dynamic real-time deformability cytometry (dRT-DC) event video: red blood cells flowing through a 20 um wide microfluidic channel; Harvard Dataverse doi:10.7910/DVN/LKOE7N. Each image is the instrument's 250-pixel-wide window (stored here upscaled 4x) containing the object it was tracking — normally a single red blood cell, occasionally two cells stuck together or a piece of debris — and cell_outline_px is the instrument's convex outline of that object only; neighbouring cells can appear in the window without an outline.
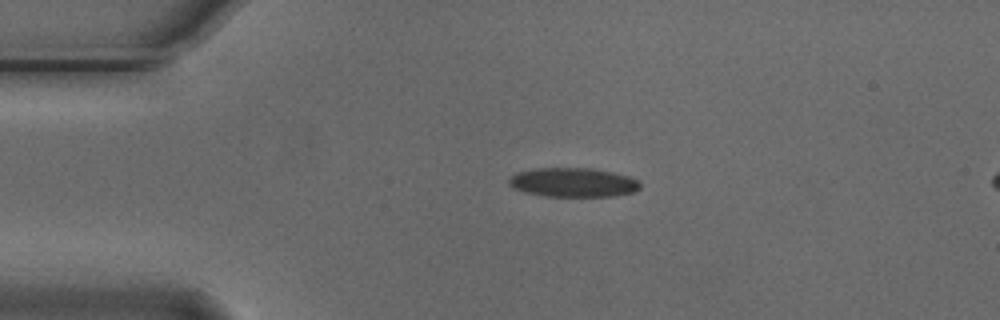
{"species": "Egyptian fruit bat (a non-hibernating species)", "species_latin": "Rousettus aegyptiacus", "temperature_condition": "cold", "stored_images_in_passage": 3, "camera_frame_rate_fps": 3000, "um_per_image_px": 0.085, "animal": {"sex": "male"}, "frame": {"image": 1, "passage_image": 1, "time_ms": 0.0, "image_size_px": [1000, 320], "cell_outline_px": [[640, 188], [632, 192], [616, 196], [548, 196], [524, 192], [508, 184], [508, 180], [512, 176], [520, 172], [536, 168], [592, 168], [612, 172], [628, 176], [636, 180], [640, 184]], "centroid_in_image_um": [48.73, 15.5], "position_along_channel_um": 36.3, "area_um2": 22.02}}